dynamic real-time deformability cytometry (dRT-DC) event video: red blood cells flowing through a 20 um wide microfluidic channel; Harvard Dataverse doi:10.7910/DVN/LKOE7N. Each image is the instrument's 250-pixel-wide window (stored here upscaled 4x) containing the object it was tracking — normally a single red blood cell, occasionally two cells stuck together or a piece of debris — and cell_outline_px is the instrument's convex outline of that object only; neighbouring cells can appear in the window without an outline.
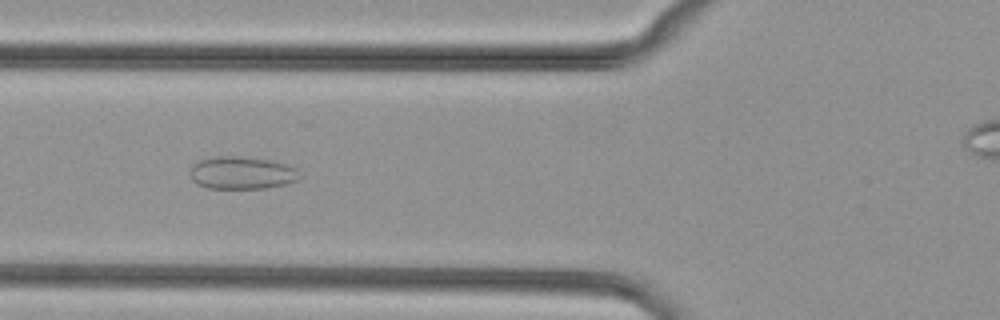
{"species": "common noctule bat (a hibernating species)", "species_latin": "Nyctalus noctula", "temperature_condition": "cold", "stored_images_in_passage": 45, "camera_frame_rate_fps": 3000, "um_per_image_px": 0.085, "animal": {"sex": "female", "body_mass_g": 29.2, "forearm_length_mm": 56.3}, "frame": {"image": 1, "passage_image": 19, "time_ms": 6.0, "image_size_px": [1000, 320], "cell_outline_px": [[300, 180], [288, 184], [264, 188], [208, 188], [196, 184], [192, 180], [192, 164], [200, 160], [216, 156], [240, 156], [268, 160], [284, 164], [296, 168], [300, 176]], "centroid_in_image_um": [20.57, 14.7], "position_along_channel_um": 105.2, "area_um2": 20.75}}
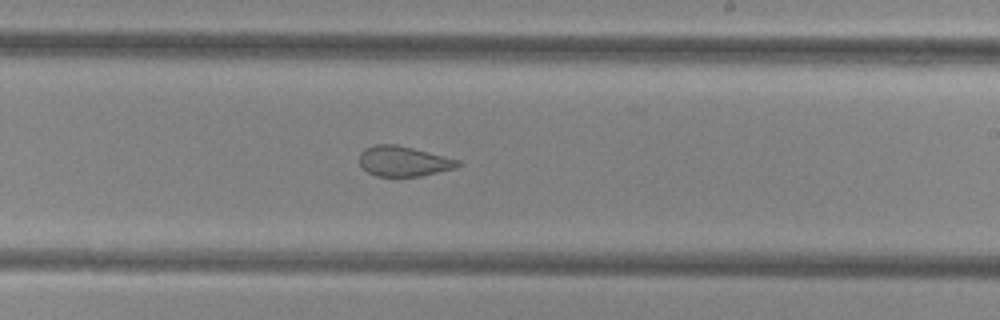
{"frame": {"image": 2, "passage_image": 30, "time_ms": 9.667, "image_size_px": [1000, 320], "cell_outline_px": [[460, 164], [456, 168], [420, 176], [376, 176], [368, 172], [360, 164], [360, 152], [364, 148], [372, 144], [396, 144], [460, 160]], "centroid_in_image_um": [34.28, 13.7], "position_along_channel_um": 254.7, "area_um2": 17.22}}
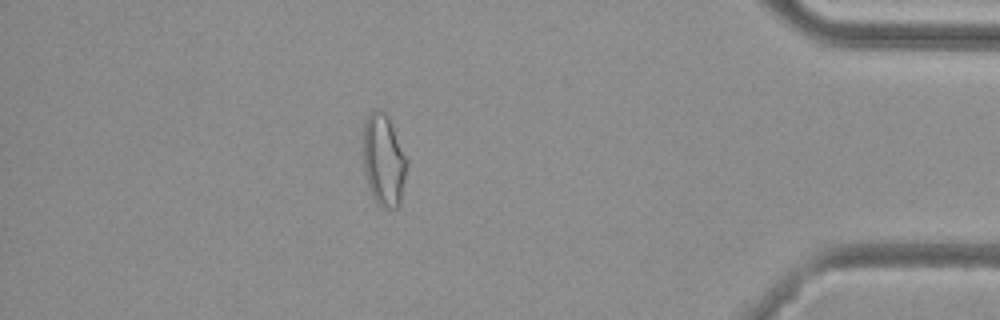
{"frame": {"image": 3, "passage_image": 44, "time_ms": 14.333, "image_size_px": [1000, 320], "cell_outline_px": [[408, 164], [400, 204], [396, 208], [380, 208], [372, 196], [364, 172], [364, 124], [368, 116], [376, 108], [380, 108], [388, 116], [408, 160]], "centroid_in_image_um": [32.63, 13.64], "position_along_channel_um": 402.6, "area_um2": 23.47}}